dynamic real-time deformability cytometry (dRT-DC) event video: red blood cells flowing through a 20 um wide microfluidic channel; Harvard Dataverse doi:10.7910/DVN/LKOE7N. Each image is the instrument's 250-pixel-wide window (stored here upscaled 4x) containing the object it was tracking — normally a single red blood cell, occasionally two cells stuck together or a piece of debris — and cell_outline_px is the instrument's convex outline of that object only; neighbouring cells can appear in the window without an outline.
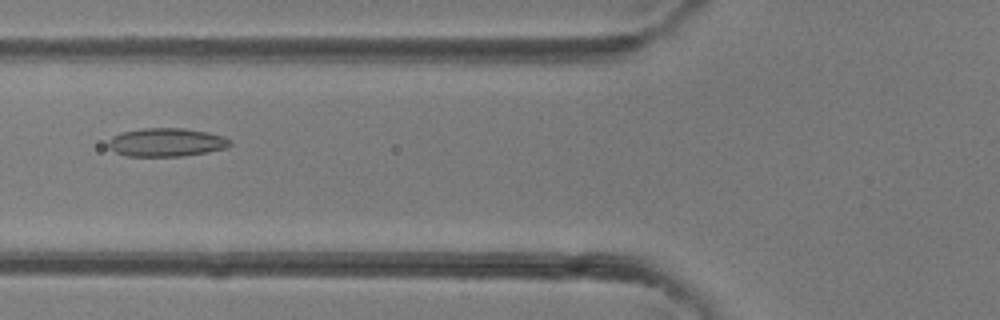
{"species": "common noctule bat (a hibernating species)", "species_latin": "Nyctalus noctula", "temperature_condition": "room temperature", "stored_images_in_passage": 34, "camera_frame_rate_fps": 3000, "um_per_image_px": 0.085, "animal": {"sex": "female"}, "frame": {"image": 1, "passage_image": 10, "time_ms": 3.0, "image_size_px": [1000, 320], "cell_outline_px": [[232, 144], [228, 148], [208, 152], [184, 156], [124, 156], [108, 148], [108, 140], [112, 136], [124, 132], [144, 128], [184, 128], [208, 132], [224, 136], [232, 140]], "centroid_in_image_um": [14.18, 12.1], "position_along_channel_um": 111.6, "area_um2": 20.4}}
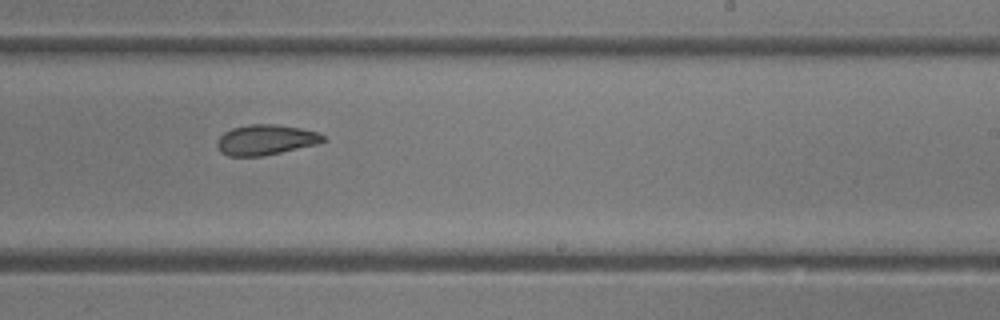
{"frame": {"image": 2, "passage_image": 19, "time_ms": 6.0, "image_size_px": [1000, 320], "cell_outline_px": [[328, 140], [320, 144], [264, 156], [228, 156], [220, 152], [216, 144], [216, 140], [224, 132], [232, 128], [248, 124], [276, 124], [300, 128], [320, 132]], "centroid_in_image_um": [22.62, 11.89], "position_along_channel_um": 266.4, "area_um2": 19.13}}
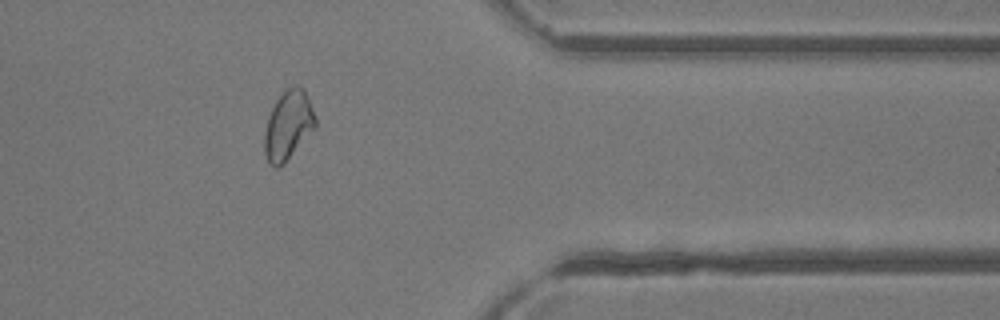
{"frame": {"image": 3, "passage_image": 27, "time_ms": 8.667, "image_size_px": [1000, 320], "cell_outline_px": [[316, 128], [284, 164], [276, 168], [268, 160], [264, 152], [264, 132], [268, 116], [276, 100], [292, 84], [296, 84], [304, 88], [316, 116]], "centroid_in_image_um": [24.52, 10.64], "position_along_channel_um": 386.9, "area_um2": 20.63}}